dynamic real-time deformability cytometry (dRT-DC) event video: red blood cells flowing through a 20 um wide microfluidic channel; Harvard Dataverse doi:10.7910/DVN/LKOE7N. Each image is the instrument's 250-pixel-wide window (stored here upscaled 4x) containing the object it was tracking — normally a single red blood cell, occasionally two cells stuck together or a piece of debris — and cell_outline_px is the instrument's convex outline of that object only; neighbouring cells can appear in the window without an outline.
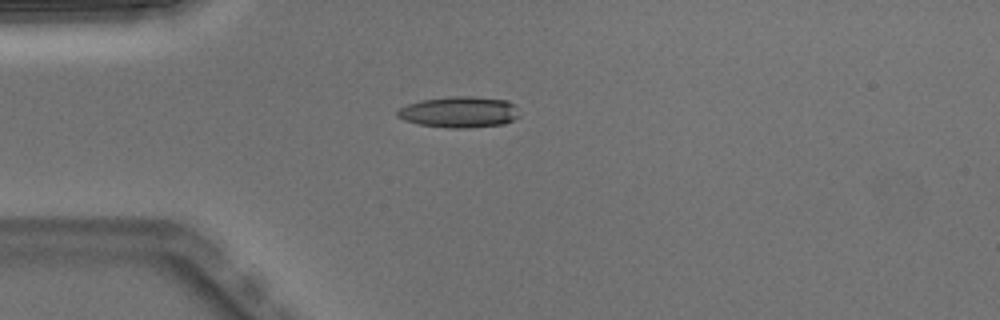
{"species": "Egyptian fruit bat (a non-hibernating species)", "species_latin": "Rousettus aegyptiacus", "temperature_condition": "warm", "stored_images_in_passage": 5, "camera_frame_rate_fps": 3000, "um_per_image_px": 0.085, "animal": {"sex": "male"}, "frame": {"image": 1, "passage_image": 4, "time_ms": 1.0, "image_size_px": [1000, 320], "cell_outline_px": [[520, 116], [504, 124], [468, 128], [448, 128], [420, 124], [404, 120], [396, 116], [396, 112], [400, 108], [408, 104], [420, 100], [452, 96], [472, 96], [508, 100], [516, 104]], "centroid_in_image_um": [39.07, 9.52], "position_along_channel_um": 45.9, "area_um2": 22.31}}